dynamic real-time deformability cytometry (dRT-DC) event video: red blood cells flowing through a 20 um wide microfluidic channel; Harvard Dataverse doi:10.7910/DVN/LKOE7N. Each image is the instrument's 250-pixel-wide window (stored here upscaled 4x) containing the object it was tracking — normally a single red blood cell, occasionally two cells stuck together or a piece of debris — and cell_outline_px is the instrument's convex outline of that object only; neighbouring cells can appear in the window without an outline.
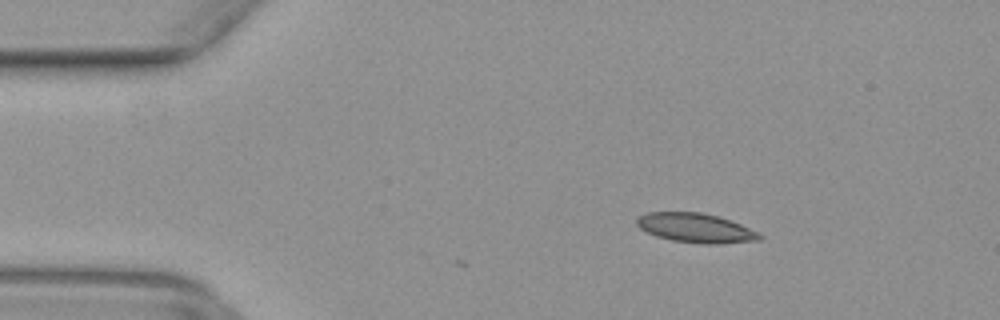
{"species": "common noctule bat (a hibernating species)", "species_latin": "Nyctalus noctula", "temperature_condition": "warm", "stored_images_in_passage": 4, "camera_frame_rate_fps": 3000, "um_per_image_px": 0.085, "animal": {"sex": "female", "body_mass_g": 29.2, "forearm_length_mm": 56.3}, "frame": {"image": 1, "passage_image": 1, "time_ms": 0.0, "image_size_px": [1000, 320], "cell_outline_px": [[764, 236], [760, 240], [720, 244], [704, 244], [672, 240], [656, 236], [640, 228], [636, 224], [636, 220], [640, 216], [648, 212], [700, 212], [716, 216], [740, 224], [760, 232]], "centroid_in_image_um": [59.17, 19.38], "position_along_channel_um": 25.8, "area_um2": 20.92}}